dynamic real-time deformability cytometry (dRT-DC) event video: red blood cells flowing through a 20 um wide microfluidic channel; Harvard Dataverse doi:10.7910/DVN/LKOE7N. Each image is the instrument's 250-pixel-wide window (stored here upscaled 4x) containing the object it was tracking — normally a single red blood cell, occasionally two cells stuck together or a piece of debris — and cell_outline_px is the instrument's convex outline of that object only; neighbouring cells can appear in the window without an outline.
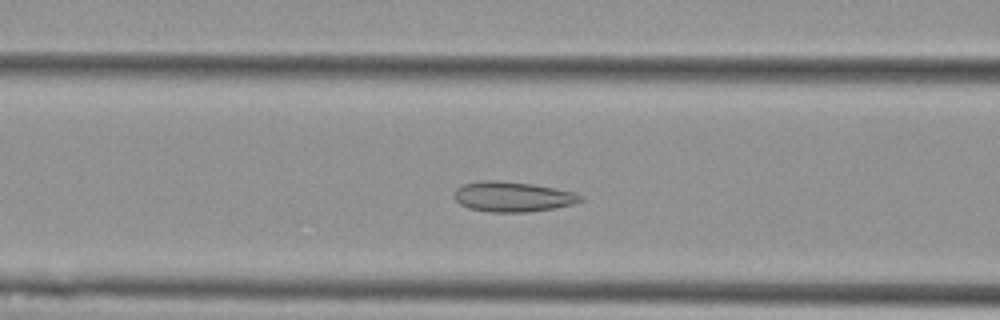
{"species": "Egyptian fruit bat (a non-hibernating species)", "species_latin": "Rousettus aegyptiacus", "temperature_condition": "cold", "stored_images_in_passage": 52, "camera_frame_rate_fps": 3000, "um_per_image_px": 0.085, "animal": {"sex": "female"}, "frame": {"image": 1, "passage_image": 18, "time_ms": 5.667, "image_size_px": [1000, 320], "cell_outline_px": [[584, 200], [572, 204], [552, 208], [528, 212], [488, 212], [468, 208], [460, 204], [452, 196], [456, 188], [460, 184], [480, 180], [500, 180], [532, 184], [576, 192], [584, 196]], "centroid_in_image_um": [43.53, 16.71], "position_along_channel_um": 123.1, "area_um2": 22.48}}
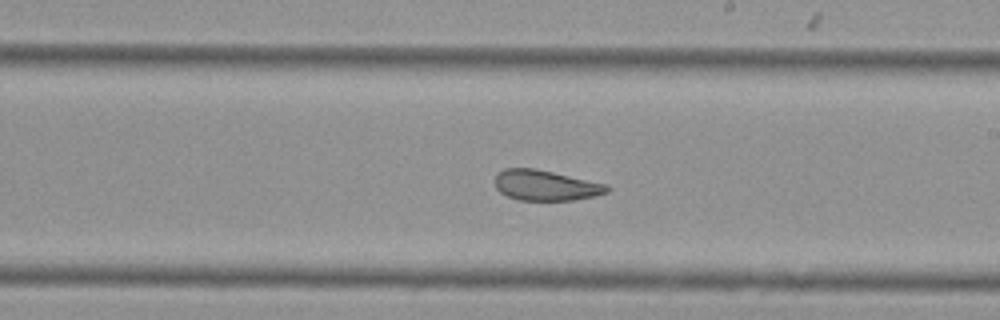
{"frame": {"image": 2, "passage_image": 28, "time_ms": 9.0, "image_size_px": [1000, 320], "cell_outline_px": [[612, 188], [608, 192], [596, 196], [572, 200], [520, 200], [508, 196], [500, 192], [496, 188], [496, 172], [504, 168], [536, 168], [608, 184]], "centroid_in_image_um": [46.41, 15.74], "position_along_channel_um": 242.6, "area_um2": 20.06}}
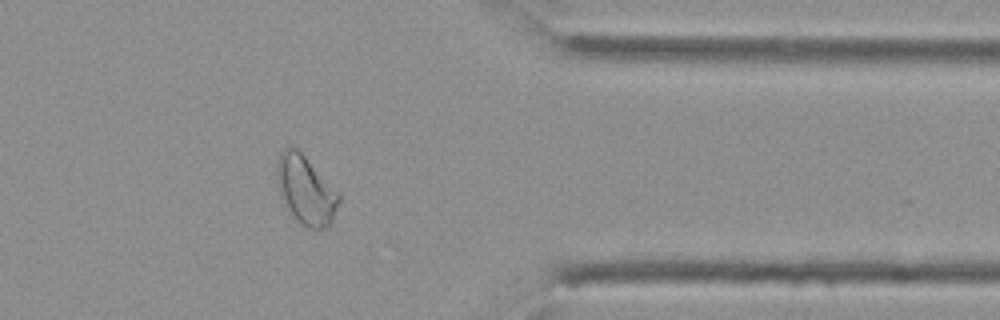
{"frame": {"image": 3, "passage_image": 41, "time_ms": 13.333, "image_size_px": [1000, 320], "cell_outline_px": [[340, 200], [332, 220], [324, 228], [312, 228], [300, 224], [280, 196], [276, 180], [276, 160], [280, 152], [288, 144], [296, 148], [340, 192]], "centroid_in_image_um": [25.97, 16.1], "position_along_channel_um": 385.4, "area_um2": 24.68}, "authors_computed_cell_mechanics": {"area_um2": 24.1604, "velocity_mm_per_s": 3.6052, "shape_relaxation_time_tau1_ms": null, "shape_relaxation_time_tau2_ms": 1.7686, "deformation_change_tau1": null, "deformation_change_tau2": 0.0728}}